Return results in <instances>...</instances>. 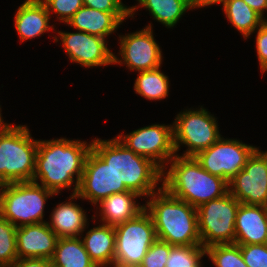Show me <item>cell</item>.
Instances as JSON below:
<instances>
[{
    "label": "cell",
    "instance_id": "obj_31",
    "mask_svg": "<svg viewBox=\"0 0 267 267\" xmlns=\"http://www.w3.org/2000/svg\"><path fill=\"white\" fill-rule=\"evenodd\" d=\"M170 250L169 243L157 239L148 249L139 267H165Z\"/></svg>",
    "mask_w": 267,
    "mask_h": 267
},
{
    "label": "cell",
    "instance_id": "obj_18",
    "mask_svg": "<svg viewBox=\"0 0 267 267\" xmlns=\"http://www.w3.org/2000/svg\"><path fill=\"white\" fill-rule=\"evenodd\" d=\"M130 17V12H102L82 6L66 24L91 35L105 38L111 35L120 24Z\"/></svg>",
    "mask_w": 267,
    "mask_h": 267
},
{
    "label": "cell",
    "instance_id": "obj_39",
    "mask_svg": "<svg viewBox=\"0 0 267 267\" xmlns=\"http://www.w3.org/2000/svg\"><path fill=\"white\" fill-rule=\"evenodd\" d=\"M3 118H2V115H1V107H0V129H4L6 127H8L10 124H7V123H4L3 122Z\"/></svg>",
    "mask_w": 267,
    "mask_h": 267
},
{
    "label": "cell",
    "instance_id": "obj_10",
    "mask_svg": "<svg viewBox=\"0 0 267 267\" xmlns=\"http://www.w3.org/2000/svg\"><path fill=\"white\" fill-rule=\"evenodd\" d=\"M117 138L137 155L150 159L162 171L176 155L173 144V125L153 124L127 135H118Z\"/></svg>",
    "mask_w": 267,
    "mask_h": 267
},
{
    "label": "cell",
    "instance_id": "obj_2",
    "mask_svg": "<svg viewBox=\"0 0 267 267\" xmlns=\"http://www.w3.org/2000/svg\"><path fill=\"white\" fill-rule=\"evenodd\" d=\"M169 162L171 166L168 171H162L161 186L189 205L198 208L229 192L228 182L202 168L194 156L176 154Z\"/></svg>",
    "mask_w": 267,
    "mask_h": 267
},
{
    "label": "cell",
    "instance_id": "obj_13",
    "mask_svg": "<svg viewBox=\"0 0 267 267\" xmlns=\"http://www.w3.org/2000/svg\"><path fill=\"white\" fill-rule=\"evenodd\" d=\"M121 59L113 55V64H125L130 70L146 71L161 67L162 51L156 43L151 23L144 29L119 36Z\"/></svg>",
    "mask_w": 267,
    "mask_h": 267
},
{
    "label": "cell",
    "instance_id": "obj_26",
    "mask_svg": "<svg viewBox=\"0 0 267 267\" xmlns=\"http://www.w3.org/2000/svg\"><path fill=\"white\" fill-rule=\"evenodd\" d=\"M168 76L161 72L160 67L153 70L139 71L134 83L136 94L149 100H162L169 93Z\"/></svg>",
    "mask_w": 267,
    "mask_h": 267
},
{
    "label": "cell",
    "instance_id": "obj_15",
    "mask_svg": "<svg viewBox=\"0 0 267 267\" xmlns=\"http://www.w3.org/2000/svg\"><path fill=\"white\" fill-rule=\"evenodd\" d=\"M69 60L83 67H98L113 64V52L108 49L105 38L83 31H58Z\"/></svg>",
    "mask_w": 267,
    "mask_h": 267
},
{
    "label": "cell",
    "instance_id": "obj_27",
    "mask_svg": "<svg viewBox=\"0 0 267 267\" xmlns=\"http://www.w3.org/2000/svg\"><path fill=\"white\" fill-rule=\"evenodd\" d=\"M215 267H248L243 260L238 244H218L206 248V256Z\"/></svg>",
    "mask_w": 267,
    "mask_h": 267
},
{
    "label": "cell",
    "instance_id": "obj_33",
    "mask_svg": "<svg viewBox=\"0 0 267 267\" xmlns=\"http://www.w3.org/2000/svg\"><path fill=\"white\" fill-rule=\"evenodd\" d=\"M256 51L261 72L267 71V20L257 29Z\"/></svg>",
    "mask_w": 267,
    "mask_h": 267
},
{
    "label": "cell",
    "instance_id": "obj_38",
    "mask_svg": "<svg viewBox=\"0 0 267 267\" xmlns=\"http://www.w3.org/2000/svg\"><path fill=\"white\" fill-rule=\"evenodd\" d=\"M139 267V266H133V265H125V264H121V263H118L116 261H113V262H110L106 265H102V266H99V267Z\"/></svg>",
    "mask_w": 267,
    "mask_h": 267
},
{
    "label": "cell",
    "instance_id": "obj_25",
    "mask_svg": "<svg viewBox=\"0 0 267 267\" xmlns=\"http://www.w3.org/2000/svg\"><path fill=\"white\" fill-rule=\"evenodd\" d=\"M229 22L247 39L266 21L243 0H229L223 7Z\"/></svg>",
    "mask_w": 267,
    "mask_h": 267
},
{
    "label": "cell",
    "instance_id": "obj_16",
    "mask_svg": "<svg viewBox=\"0 0 267 267\" xmlns=\"http://www.w3.org/2000/svg\"><path fill=\"white\" fill-rule=\"evenodd\" d=\"M58 238L46 222L17 227V257L51 259Z\"/></svg>",
    "mask_w": 267,
    "mask_h": 267
},
{
    "label": "cell",
    "instance_id": "obj_30",
    "mask_svg": "<svg viewBox=\"0 0 267 267\" xmlns=\"http://www.w3.org/2000/svg\"><path fill=\"white\" fill-rule=\"evenodd\" d=\"M49 15L57 14L58 20L66 23L82 6L83 0H40Z\"/></svg>",
    "mask_w": 267,
    "mask_h": 267
},
{
    "label": "cell",
    "instance_id": "obj_37",
    "mask_svg": "<svg viewBox=\"0 0 267 267\" xmlns=\"http://www.w3.org/2000/svg\"><path fill=\"white\" fill-rule=\"evenodd\" d=\"M229 0H194V8L196 7H206V6H211L213 4H219V3H222L223 4V7L226 5V3L228 2Z\"/></svg>",
    "mask_w": 267,
    "mask_h": 267
},
{
    "label": "cell",
    "instance_id": "obj_14",
    "mask_svg": "<svg viewBox=\"0 0 267 267\" xmlns=\"http://www.w3.org/2000/svg\"><path fill=\"white\" fill-rule=\"evenodd\" d=\"M125 191L128 190L119 183L112 168L91 149L76 193L78 198L88 199L95 206L106 197Z\"/></svg>",
    "mask_w": 267,
    "mask_h": 267
},
{
    "label": "cell",
    "instance_id": "obj_5",
    "mask_svg": "<svg viewBox=\"0 0 267 267\" xmlns=\"http://www.w3.org/2000/svg\"><path fill=\"white\" fill-rule=\"evenodd\" d=\"M38 140L26 125L0 129V181L3 184L33 181Z\"/></svg>",
    "mask_w": 267,
    "mask_h": 267
},
{
    "label": "cell",
    "instance_id": "obj_1",
    "mask_svg": "<svg viewBox=\"0 0 267 267\" xmlns=\"http://www.w3.org/2000/svg\"><path fill=\"white\" fill-rule=\"evenodd\" d=\"M91 149L92 143L88 144L86 141L66 138L38 140L33 182L56 195L62 189L72 187L75 182L72 194H76Z\"/></svg>",
    "mask_w": 267,
    "mask_h": 267
},
{
    "label": "cell",
    "instance_id": "obj_8",
    "mask_svg": "<svg viewBox=\"0 0 267 267\" xmlns=\"http://www.w3.org/2000/svg\"><path fill=\"white\" fill-rule=\"evenodd\" d=\"M201 106L198 110H185L176 115L173 125L175 153L180 144L187 145L182 156H195L212 146L220 137L215 117Z\"/></svg>",
    "mask_w": 267,
    "mask_h": 267
},
{
    "label": "cell",
    "instance_id": "obj_34",
    "mask_svg": "<svg viewBox=\"0 0 267 267\" xmlns=\"http://www.w3.org/2000/svg\"><path fill=\"white\" fill-rule=\"evenodd\" d=\"M83 4L102 12H130V7L124 6L121 0H83Z\"/></svg>",
    "mask_w": 267,
    "mask_h": 267
},
{
    "label": "cell",
    "instance_id": "obj_24",
    "mask_svg": "<svg viewBox=\"0 0 267 267\" xmlns=\"http://www.w3.org/2000/svg\"><path fill=\"white\" fill-rule=\"evenodd\" d=\"M50 261L53 267H97L80 237L58 238Z\"/></svg>",
    "mask_w": 267,
    "mask_h": 267
},
{
    "label": "cell",
    "instance_id": "obj_35",
    "mask_svg": "<svg viewBox=\"0 0 267 267\" xmlns=\"http://www.w3.org/2000/svg\"><path fill=\"white\" fill-rule=\"evenodd\" d=\"M7 267H52L47 258H17Z\"/></svg>",
    "mask_w": 267,
    "mask_h": 267
},
{
    "label": "cell",
    "instance_id": "obj_20",
    "mask_svg": "<svg viewBox=\"0 0 267 267\" xmlns=\"http://www.w3.org/2000/svg\"><path fill=\"white\" fill-rule=\"evenodd\" d=\"M50 18L40 0H26L18 7L14 18V26L21 42L38 37L51 29L54 30V26L49 24Z\"/></svg>",
    "mask_w": 267,
    "mask_h": 267
},
{
    "label": "cell",
    "instance_id": "obj_4",
    "mask_svg": "<svg viewBox=\"0 0 267 267\" xmlns=\"http://www.w3.org/2000/svg\"><path fill=\"white\" fill-rule=\"evenodd\" d=\"M92 150L114 171L119 183L139 196L149 197L162 182V170L150 159L128 149L117 137L94 139Z\"/></svg>",
    "mask_w": 267,
    "mask_h": 267
},
{
    "label": "cell",
    "instance_id": "obj_29",
    "mask_svg": "<svg viewBox=\"0 0 267 267\" xmlns=\"http://www.w3.org/2000/svg\"><path fill=\"white\" fill-rule=\"evenodd\" d=\"M16 228L0 215V267H7L18 258Z\"/></svg>",
    "mask_w": 267,
    "mask_h": 267
},
{
    "label": "cell",
    "instance_id": "obj_23",
    "mask_svg": "<svg viewBox=\"0 0 267 267\" xmlns=\"http://www.w3.org/2000/svg\"><path fill=\"white\" fill-rule=\"evenodd\" d=\"M138 6L130 7V17H133L137 7H144L167 28L174 27L181 16L188 10L194 9V0H137Z\"/></svg>",
    "mask_w": 267,
    "mask_h": 267
},
{
    "label": "cell",
    "instance_id": "obj_36",
    "mask_svg": "<svg viewBox=\"0 0 267 267\" xmlns=\"http://www.w3.org/2000/svg\"><path fill=\"white\" fill-rule=\"evenodd\" d=\"M246 4L257 12L262 18L264 11L267 10V0H243Z\"/></svg>",
    "mask_w": 267,
    "mask_h": 267
},
{
    "label": "cell",
    "instance_id": "obj_6",
    "mask_svg": "<svg viewBox=\"0 0 267 267\" xmlns=\"http://www.w3.org/2000/svg\"><path fill=\"white\" fill-rule=\"evenodd\" d=\"M53 195L52 191L33 181L4 184L0 215L16 227L46 222L43 221L45 202Z\"/></svg>",
    "mask_w": 267,
    "mask_h": 267
},
{
    "label": "cell",
    "instance_id": "obj_12",
    "mask_svg": "<svg viewBox=\"0 0 267 267\" xmlns=\"http://www.w3.org/2000/svg\"><path fill=\"white\" fill-rule=\"evenodd\" d=\"M228 187L240 203L267 207V158L261 150H254Z\"/></svg>",
    "mask_w": 267,
    "mask_h": 267
},
{
    "label": "cell",
    "instance_id": "obj_28",
    "mask_svg": "<svg viewBox=\"0 0 267 267\" xmlns=\"http://www.w3.org/2000/svg\"><path fill=\"white\" fill-rule=\"evenodd\" d=\"M206 254V248L202 245L173 246L165 267H203L201 259Z\"/></svg>",
    "mask_w": 267,
    "mask_h": 267
},
{
    "label": "cell",
    "instance_id": "obj_9",
    "mask_svg": "<svg viewBox=\"0 0 267 267\" xmlns=\"http://www.w3.org/2000/svg\"><path fill=\"white\" fill-rule=\"evenodd\" d=\"M114 261L139 266L151 245L157 240L150 214L144 209L135 218L114 226Z\"/></svg>",
    "mask_w": 267,
    "mask_h": 267
},
{
    "label": "cell",
    "instance_id": "obj_11",
    "mask_svg": "<svg viewBox=\"0 0 267 267\" xmlns=\"http://www.w3.org/2000/svg\"><path fill=\"white\" fill-rule=\"evenodd\" d=\"M257 147L236 139L220 137L212 146L194 157L202 168L212 175L230 180L244 168L247 159Z\"/></svg>",
    "mask_w": 267,
    "mask_h": 267
},
{
    "label": "cell",
    "instance_id": "obj_22",
    "mask_svg": "<svg viewBox=\"0 0 267 267\" xmlns=\"http://www.w3.org/2000/svg\"><path fill=\"white\" fill-rule=\"evenodd\" d=\"M85 250L97 267L114 261L115 229L102 223L86 232L82 239Z\"/></svg>",
    "mask_w": 267,
    "mask_h": 267
},
{
    "label": "cell",
    "instance_id": "obj_21",
    "mask_svg": "<svg viewBox=\"0 0 267 267\" xmlns=\"http://www.w3.org/2000/svg\"><path fill=\"white\" fill-rule=\"evenodd\" d=\"M141 197L132 191H125L122 193H114L109 197L101 200L100 216L102 223L116 226L124 223L127 220L135 218L140 212L145 209V205L136 203V198Z\"/></svg>",
    "mask_w": 267,
    "mask_h": 267
},
{
    "label": "cell",
    "instance_id": "obj_19",
    "mask_svg": "<svg viewBox=\"0 0 267 267\" xmlns=\"http://www.w3.org/2000/svg\"><path fill=\"white\" fill-rule=\"evenodd\" d=\"M76 198L77 194H71L69 202L56 205L51 213V221L46 222L59 238L81 237L88 225L86 212L80 205L72 203Z\"/></svg>",
    "mask_w": 267,
    "mask_h": 267
},
{
    "label": "cell",
    "instance_id": "obj_17",
    "mask_svg": "<svg viewBox=\"0 0 267 267\" xmlns=\"http://www.w3.org/2000/svg\"><path fill=\"white\" fill-rule=\"evenodd\" d=\"M235 244H267V207L240 203L235 221Z\"/></svg>",
    "mask_w": 267,
    "mask_h": 267
},
{
    "label": "cell",
    "instance_id": "obj_3",
    "mask_svg": "<svg viewBox=\"0 0 267 267\" xmlns=\"http://www.w3.org/2000/svg\"><path fill=\"white\" fill-rule=\"evenodd\" d=\"M149 197L145 210L153 220L157 239L173 246L202 245L197 208L174 197L162 186Z\"/></svg>",
    "mask_w": 267,
    "mask_h": 267
},
{
    "label": "cell",
    "instance_id": "obj_41",
    "mask_svg": "<svg viewBox=\"0 0 267 267\" xmlns=\"http://www.w3.org/2000/svg\"><path fill=\"white\" fill-rule=\"evenodd\" d=\"M262 153H263V154L266 156V158H267V151H265V152L262 151Z\"/></svg>",
    "mask_w": 267,
    "mask_h": 267
},
{
    "label": "cell",
    "instance_id": "obj_32",
    "mask_svg": "<svg viewBox=\"0 0 267 267\" xmlns=\"http://www.w3.org/2000/svg\"><path fill=\"white\" fill-rule=\"evenodd\" d=\"M248 267H267V244L239 245Z\"/></svg>",
    "mask_w": 267,
    "mask_h": 267
},
{
    "label": "cell",
    "instance_id": "obj_40",
    "mask_svg": "<svg viewBox=\"0 0 267 267\" xmlns=\"http://www.w3.org/2000/svg\"><path fill=\"white\" fill-rule=\"evenodd\" d=\"M3 185L4 184L0 181V199H1V191H2Z\"/></svg>",
    "mask_w": 267,
    "mask_h": 267
},
{
    "label": "cell",
    "instance_id": "obj_7",
    "mask_svg": "<svg viewBox=\"0 0 267 267\" xmlns=\"http://www.w3.org/2000/svg\"><path fill=\"white\" fill-rule=\"evenodd\" d=\"M240 202L229 192L197 208L198 232L205 248L235 243V221Z\"/></svg>",
    "mask_w": 267,
    "mask_h": 267
}]
</instances>
